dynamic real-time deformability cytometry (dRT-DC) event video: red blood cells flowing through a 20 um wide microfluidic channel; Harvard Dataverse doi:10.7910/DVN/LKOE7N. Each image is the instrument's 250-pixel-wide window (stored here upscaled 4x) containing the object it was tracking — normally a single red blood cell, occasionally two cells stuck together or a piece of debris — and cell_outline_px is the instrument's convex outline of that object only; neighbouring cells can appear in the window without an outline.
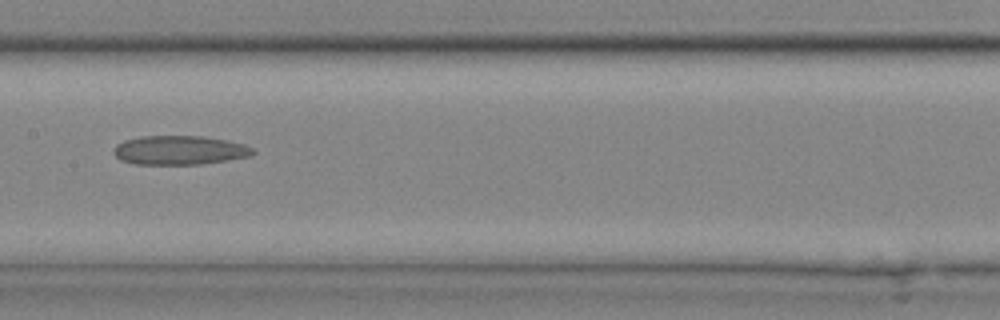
{"species": "common noctule bat (a hibernating species)", "species_latin": "Nyctalus noctula", "temperature_condition": "cold", "stored_images_in_passage": 24, "camera_frame_rate_fps": 3000, "um_per_image_px": 0.085, "animal": {"sex": "male", "body_mass_g": 20.4}, "frame": {"image": 1, "passage_image": 10, "time_ms": 3.0, "image_size_px": [1000, 320], "cell_outline_px": [[256, 152], [252, 156], [228, 160], [200, 164], [136, 164], [120, 160], [112, 152], [116, 144], [124, 140], [140, 136], [204, 136], [228, 140], [244, 144], [252, 148]], "centroid_in_image_um": [15.27, 12.76], "position_along_channel_um": 192.1, "area_um2": 23.76}}
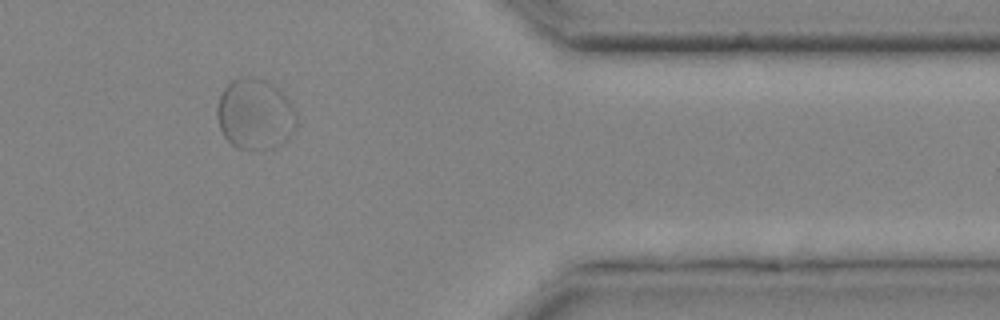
{"frame": {"image": 2, "passage_image": 20, "time_ms": 6.333, "image_size_px": [1000, 320], "cell_outline_px": [[296, 128], [288, 140], [276, 148], [236, 148], [224, 136], [220, 128], [216, 116], [216, 108], [220, 96], [224, 88], [232, 80], [244, 76], [252, 76], [264, 80], [280, 88], [288, 96], [296, 112]], "centroid_in_image_um": [21.71, 9.69], "position_along_channel_um": 389.7, "area_um2": 33.23}}